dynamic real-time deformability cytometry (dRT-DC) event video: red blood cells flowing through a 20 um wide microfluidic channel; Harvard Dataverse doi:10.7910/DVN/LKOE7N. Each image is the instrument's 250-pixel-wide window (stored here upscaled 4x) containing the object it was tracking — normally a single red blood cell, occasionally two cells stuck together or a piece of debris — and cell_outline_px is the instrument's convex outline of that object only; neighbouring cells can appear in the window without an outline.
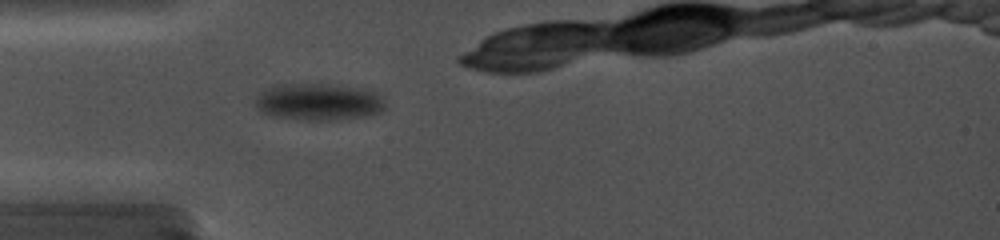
{"species": "common noctule bat (a hibernating species)", "species_latin": "Nyctalus noctula", "temperature_condition": "cold", "stored_images_in_passage": 32, "camera_frame_rate_fps": 5000, "um_per_image_px": 0.085, "animal": {"sex": "female", "body_mass_g": 19.0, "forearm_length_mm": 56.7}, "frame": {"image": 1, "passage_image": 11, "time_ms": 5.2, "image_size_px": [1000, 240], "cell_outline_px": [[384, 108], [380, 112], [368, 116], [336, 120], [296, 120], [276, 116], [260, 112], [252, 104], [256, 96], [264, 88], [272, 84], [340, 84], [372, 88], [380, 92], [384, 100]], "centroid_in_image_um": [27.1, 8.63], "position_along_channel_um": 57.9, "area_um2": 29.19}}
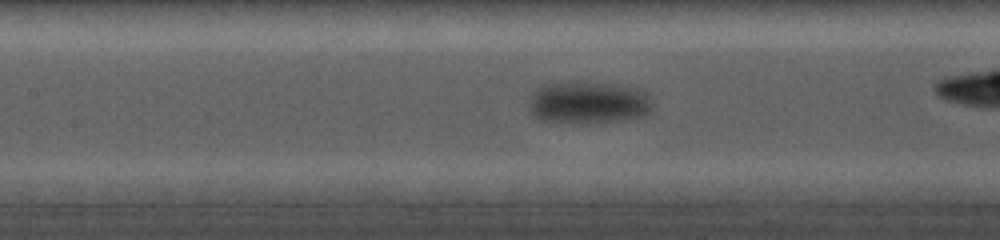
{"frame": {"image": 2, "passage_image": 17, "time_ms": 8.2, "image_size_px": [1000, 240], "cell_outline_px": [[652, 108], [644, 116], [624, 120], [588, 124], [540, 120], [532, 116], [528, 104], [532, 92], [540, 84], [560, 80], [584, 80], [620, 84], [640, 88], [648, 96], [652, 104]], "centroid_in_image_um": [49.96, 8.67], "position_along_channel_um": 157.4, "area_um2": 31.96}}
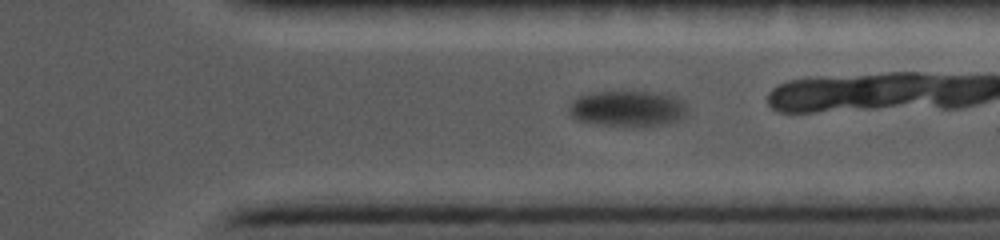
{"frame": {"image": 3, "passage_image": 29, "time_ms": 14.0, "image_size_px": [1000, 240], "cell_outline_px": [[688, 112], [684, 116], [676, 120], [660, 124], [608, 124], [580, 120], [572, 116], [568, 108], [572, 100], [580, 96], [592, 92], [664, 92], [676, 96], [684, 100], [688, 104]], "centroid_in_image_um": [53.42, 9.17], "position_along_channel_um": 358.0, "area_um2": 24.1}}